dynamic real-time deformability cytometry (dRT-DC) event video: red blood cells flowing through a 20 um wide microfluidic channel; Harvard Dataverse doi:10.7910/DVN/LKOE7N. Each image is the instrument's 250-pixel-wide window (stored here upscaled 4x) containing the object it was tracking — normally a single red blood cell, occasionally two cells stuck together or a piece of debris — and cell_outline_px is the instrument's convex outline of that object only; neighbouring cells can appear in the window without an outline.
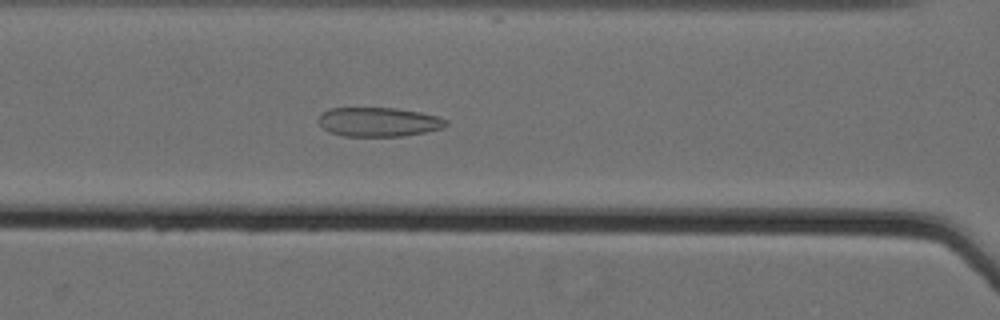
{"species": "Egyptian fruit bat (a non-hibernating species)", "species_latin": "Rousettus aegyptiacus", "temperature_condition": "cold", "stored_images_in_passage": 61, "camera_frame_rate_fps": 3000, "um_per_image_px": 0.085, "animal": {"sex": "female"}, "frame": {"image": 1, "passage_image": 31, "time_ms": 10.0, "image_size_px": [1000, 320], "cell_outline_px": [[448, 124], [444, 128], [404, 136], [344, 136], [328, 132], [320, 124], [320, 116], [328, 108], [396, 108], [420, 112], [436, 116], [448, 120]], "centroid_in_image_um": [32.21, 10.37], "position_along_channel_um": 134.4, "area_um2": 21.62}}
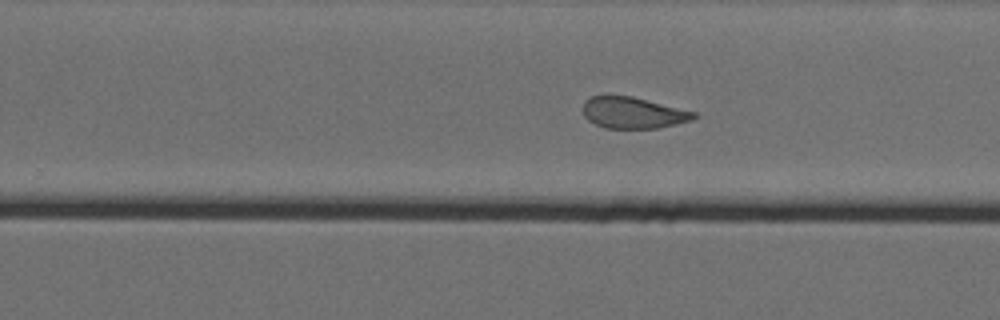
{"frame": {"image": 2, "passage_image": 43, "time_ms": 14.0, "image_size_px": [1000, 320], "cell_outline_px": [[696, 116], [692, 120], [676, 124], [656, 128], [604, 128], [588, 120], [584, 116], [584, 100], [592, 96], [632, 96], [696, 112]], "centroid_in_image_um": [53.81, 9.59], "position_along_channel_um": 276.0, "area_um2": 20.06}}
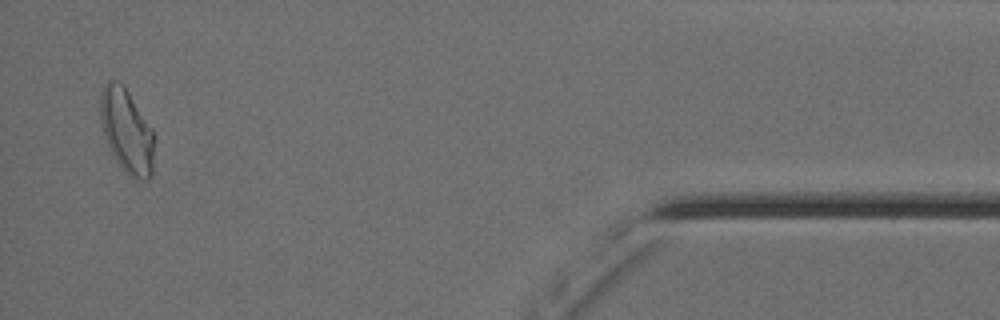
{"frame": {"image": 3, "passage_image": 60, "time_ms": 19.667, "image_size_px": [1000, 320], "cell_outline_px": [[152, 176], [148, 180], [132, 180], [124, 172], [112, 156], [108, 148], [100, 120], [100, 92], [104, 84], [108, 80], [116, 80], [124, 84], [152, 128]], "centroid_in_image_um": [10.73, 11.14], "position_along_channel_um": 424.5, "area_um2": 26.76}, "authors_computed_cell_mechanics": {"area_um2": 25.2008, "velocity_mm_per_s": 3.5537, "shape_relaxation_time_tau1_ms": 9.6066, "shape_relaxation_time_tau2_ms": 1.4043, "deformation_change_tau1": 0.179, "deformation_change_tau2": 0.0911}}